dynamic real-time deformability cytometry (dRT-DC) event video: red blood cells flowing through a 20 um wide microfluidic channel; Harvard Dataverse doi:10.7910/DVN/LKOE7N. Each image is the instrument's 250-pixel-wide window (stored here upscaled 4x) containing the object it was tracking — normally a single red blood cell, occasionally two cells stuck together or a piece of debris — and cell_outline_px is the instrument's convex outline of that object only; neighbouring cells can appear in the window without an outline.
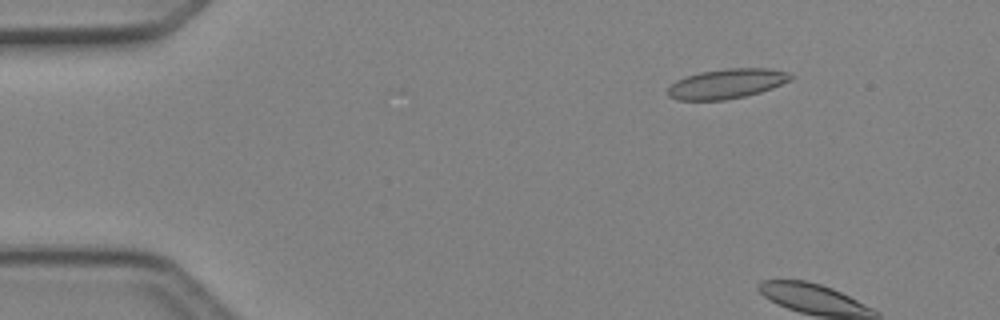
{"species": "Egyptian fruit bat (a non-hibernating species)", "species_latin": "Rousettus aegyptiacus", "temperature_condition": "cold", "stored_images_in_passage": 9, "camera_frame_rate_fps": 3000, "um_per_image_px": 0.085, "animal": {"sex": "female"}, "frame": {"image": 1, "passage_image": 7, "time_ms": 2.0, "image_size_px": [1000, 320], "cell_outline_px": [[796, 76], [792, 80], [772, 88], [760, 92], [744, 96], [724, 100], [676, 100], [668, 96], [668, 88], [676, 80], [684, 76], [700, 72], [728, 68], [768, 68], [788, 72]], "centroid_in_image_um": [61.79, 7.11], "position_along_channel_um": 23.2, "area_um2": 21.44}}